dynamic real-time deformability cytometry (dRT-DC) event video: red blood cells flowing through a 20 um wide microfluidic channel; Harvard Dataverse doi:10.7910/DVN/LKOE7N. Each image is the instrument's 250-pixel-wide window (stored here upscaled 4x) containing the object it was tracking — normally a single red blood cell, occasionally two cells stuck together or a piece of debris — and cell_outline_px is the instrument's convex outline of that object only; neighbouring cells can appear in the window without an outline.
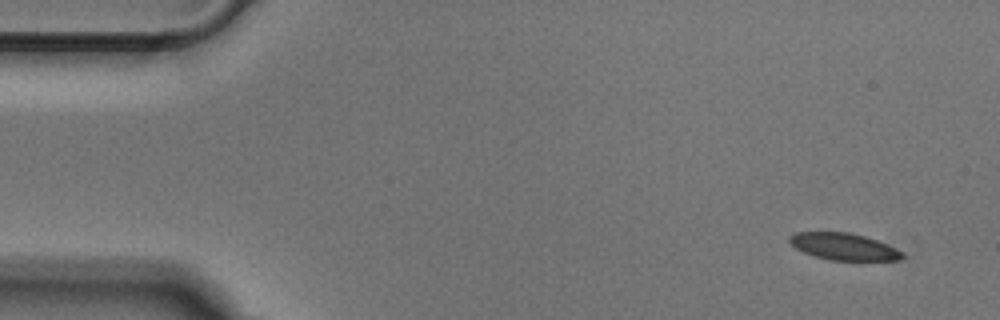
{"species": "Egyptian fruit bat (a non-hibernating species)", "species_latin": "Rousettus aegyptiacus", "temperature_condition": "cold", "stored_images_in_passage": 50, "camera_frame_rate_fps": 3000, "um_per_image_px": 0.085, "animal": {"sex": "male"}, "frame": {"image": 1, "passage_image": 1, "time_ms": 0.0, "image_size_px": [1000, 320], "cell_outline_px": [[904, 256], [900, 260], [828, 260], [804, 252], [796, 248], [788, 240], [788, 236], [796, 232], [848, 232], [864, 236], [876, 240], [896, 248], [904, 252]], "centroid_in_image_um": [71.72, 20.96], "position_along_channel_um": 13.3, "area_um2": 17.57}}
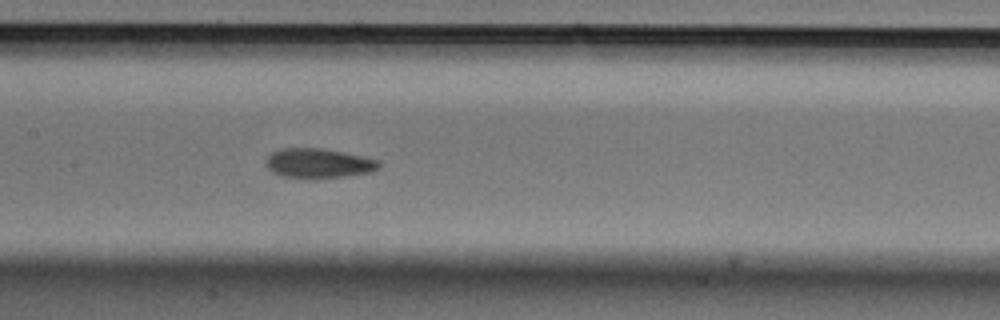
{"frame": {"image": 2, "passage_image": 22, "time_ms": 7.0, "image_size_px": [1000, 320], "cell_outline_px": [[380, 168], [372, 172], [344, 176], [308, 180], [280, 176], [272, 172], [264, 164], [264, 160], [272, 152], [280, 148], [324, 148], [364, 156], [380, 160]], "centroid_in_image_um": [27.05, 13.89], "position_along_channel_um": 180.3, "area_um2": 20.17}}
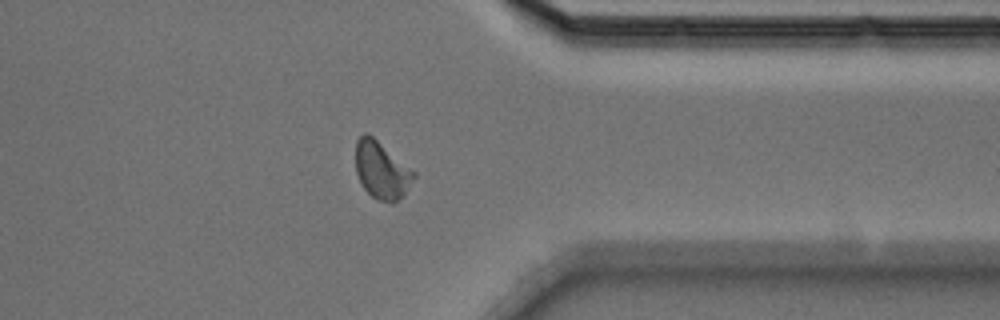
{"frame": {"image": 3, "passage_image": 38, "time_ms": 12.333, "image_size_px": [1000, 320], "cell_outline_px": [[416, 176], [404, 196], [392, 204], [376, 200], [364, 188], [356, 172], [356, 140], [364, 132], [368, 132], [416, 172]], "centroid_in_image_um": [32.45, 14.48], "position_along_channel_um": 378.9, "area_um2": 19.65}}